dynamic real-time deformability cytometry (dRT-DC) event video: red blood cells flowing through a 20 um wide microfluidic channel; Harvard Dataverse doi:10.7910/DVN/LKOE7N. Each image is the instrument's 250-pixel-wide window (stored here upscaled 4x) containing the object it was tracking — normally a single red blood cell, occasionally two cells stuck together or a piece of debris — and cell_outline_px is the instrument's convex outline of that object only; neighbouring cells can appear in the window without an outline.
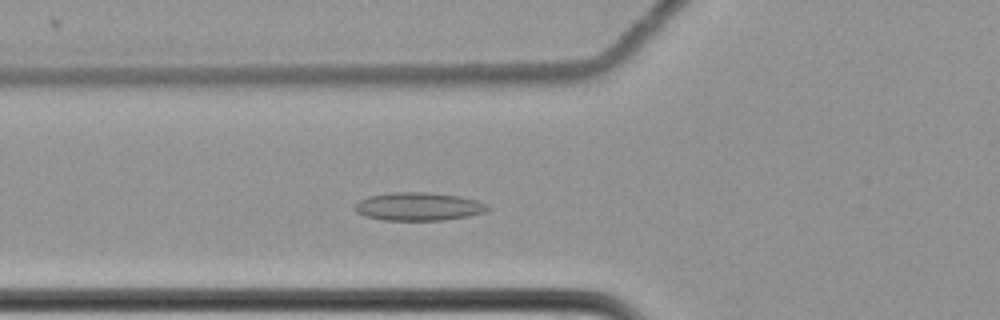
{"species": "common noctule bat (a hibernating species)", "species_latin": "Nyctalus noctula", "temperature_condition": "cold", "stored_images_in_passage": 48, "camera_frame_rate_fps": 3000, "um_per_image_px": 0.085, "animal": {"sex": "female", "body_mass_g": 22.7, "forearm_length_mm": 54.2}, "frame": {"image": 1, "passage_image": 10, "time_ms": 3.0, "image_size_px": [1000, 320], "cell_outline_px": [[492, 208], [484, 212], [468, 216], [444, 220], [384, 220], [364, 216], [356, 212], [356, 204], [360, 200], [368, 196], [392, 192], [428, 192], [456, 196], [476, 200]], "centroid_in_image_um": [35.56, 17.56], "position_along_channel_um": 90.2, "area_um2": 21.62}}
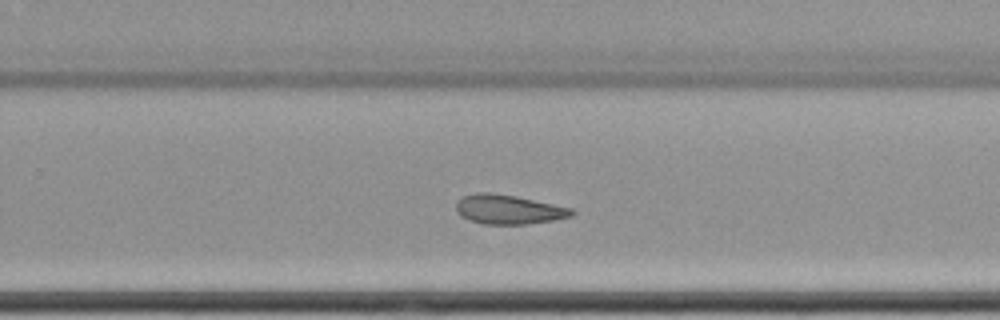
{"frame": {"image": 2, "passage_image": 27, "time_ms": 8.667, "image_size_px": [1000, 320], "cell_outline_px": [[576, 212], [572, 216], [552, 220], [528, 224], [484, 224], [460, 216], [456, 212], [456, 204], [464, 196], [476, 192], [488, 192], [516, 196], [572, 208]], "centroid_in_image_um": [43.23, 17.8], "position_along_channel_um": 286.6, "area_um2": 19.65}}
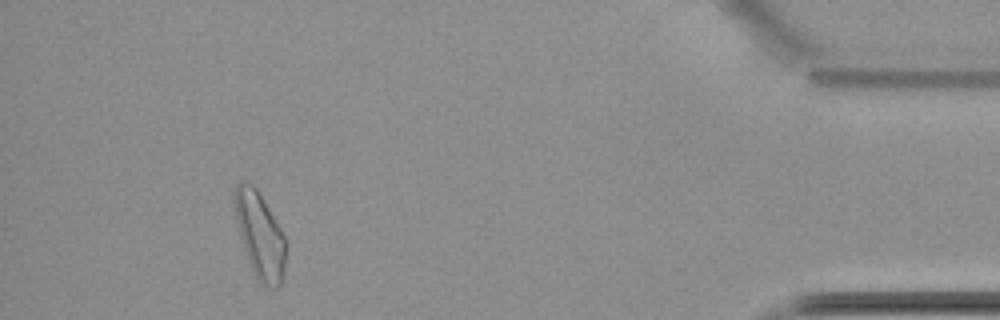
{"frame": {"image": 3, "passage_image": 43, "time_ms": 14.0, "image_size_px": [1000, 320], "cell_outline_px": [[288, 248], [284, 268], [280, 284], [276, 288], [260, 284], [256, 280], [252, 272], [240, 236], [236, 220], [232, 200], [236, 184], [240, 180], [248, 180], [256, 188], [280, 228], [284, 236]], "centroid_in_image_um": [22.07, 19.98], "position_along_channel_um": 413.1, "area_um2": 25.95}}